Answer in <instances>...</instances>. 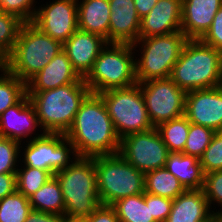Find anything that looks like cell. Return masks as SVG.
Returning <instances> with one entry per match:
<instances>
[{"label": "cell", "mask_w": 222, "mask_h": 222, "mask_svg": "<svg viewBox=\"0 0 222 222\" xmlns=\"http://www.w3.org/2000/svg\"><path fill=\"white\" fill-rule=\"evenodd\" d=\"M119 222H157L150 211V203H145V192L128 196L113 205Z\"/></svg>", "instance_id": "cell-26"}, {"label": "cell", "mask_w": 222, "mask_h": 222, "mask_svg": "<svg viewBox=\"0 0 222 222\" xmlns=\"http://www.w3.org/2000/svg\"><path fill=\"white\" fill-rule=\"evenodd\" d=\"M35 135L25 148L20 144V150L24 149L21 154L24 157L21 162L24 164L21 163V166L43 169L54 176L78 158L74 145L65 134L41 132Z\"/></svg>", "instance_id": "cell-10"}, {"label": "cell", "mask_w": 222, "mask_h": 222, "mask_svg": "<svg viewBox=\"0 0 222 222\" xmlns=\"http://www.w3.org/2000/svg\"><path fill=\"white\" fill-rule=\"evenodd\" d=\"M78 0H53L37 8L32 23L64 44L78 30Z\"/></svg>", "instance_id": "cell-13"}, {"label": "cell", "mask_w": 222, "mask_h": 222, "mask_svg": "<svg viewBox=\"0 0 222 222\" xmlns=\"http://www.w3.org/2000/svg\"><path fill=\"white\" fill-rule=\"evenodd\" d=\"M188 40L182 31L139 38L132 44L135 51L137 46H142L140 58L135 57L137 83L170 78L172 68Z\"/></svg>", "instance_id": "cell-7"}, {"label": "cell", "mask_w": 222, "mask_h": 222, "mask_svg": "<svg viewBox=\"0 0 222 222\" xmlns=\"http://www.w3.org/2000/svg\"><path fill=\"white\" fill-rule=\"evenodd\" d=\"M134 55L137 53L132 44L107 43L83 78L91 93L99 94L109 89L135 85Z\"/></svg>", "instance_id": "cell-6"}, {"label": "cell", "mask_w": 222, "mask_h": 222, "mask_svg": "<svg viewBox=\"0 0 222 222\" xmlns=\"http://www.w3.org/2000/svg\"><path fill=\"white\" fill-rule=\"evenodd\" d=\"M199 40L222 52V6L215 14L210 28Z\"/></svg>", "instance_id": "cell-38"}, {"label": "cell", "mask_w": 222, "mask_h": 222, "mask_svg": "<svg viewBox=\"0 0 222 222\" xmlns=\"http://www.w3.org/2000/svg\"><path fill=\"white\" fill-rule=\"evenodd\" d=\"M70 83H85L73 68L64 51L56 55L42 70L27 83V91H46Z\"/></svg>", "instance_id": "cell-19"}, {"label": "cell", "mask_w": 222, "mask_h": 222, "mask_svg": "<svg viewBox=\"0 0 222 222\" xmlns=\"http://www.w3.org/2000/svg\"><path fill=\"white\" fill-rule=\"evenodd\" d=\"M87 222H119L116 210L112 205L100 204L93 214L86 218Z\"/></svg>", "instance_id": "cell-39"}, {"label": "cell", "mask_w": 222, "mask_h": 222, "mask_svg": "<svg viewBox=\"0 0 222 222\" xmlns=\"http://www.w3.org/2000/svg\"><path fill=\"white\" fill-rule=\"evenodd\" d=\"M52 177L53 175L49 171L43 169L28 166L18 167L16 171L17 191L29 198Z\"/></svg>", "instance_id": "cell-29"}, {"label": "cell", "mask_w": 222, "mask_h": 222, "mask_svg": "<svg viewBox=\"0 0 222 222\" xmlns=\"http://www.w3.org/2000/svg\"><path fill=\"white\" fill-rule=\"evenodd\" d=\"M170 79L185 93L222 85V52L189 39L172 68Z\"/></svg>", "instance_id": "cell-2"}, {"label": "cell", "mask_w": 222, "mask_h": 222, "mask_svg": "<svg viewBox=\"0 0 222 222\" xmlns=\"http://www.w3.org/2000/svg\"><path fill=\"white\" fill-rule=\"evenodd\" d=\"M54 176L61 186L65 217L87 218L101 204L94 157H78L67 168L57 171Z\"/></svg>", "instance_id": "cell-4"}, {"label": "cell", "mask_w": 222, "mask_h": 222, "mask_svg": "<svg viewBox=\"0 0 222 222\" xmlns=\"http://www.w3.org/2000/svg\"><path fill=\"white\" fill-rule=\"evenodd\" d=\"M157 2L158 0H134L135 9L137 10L140 19L145 17Z\"/></svg>", "instance_id": "cell-42"}, {"label": "cell", "mask_w": 222, "mask_h": 222, "mask_svg": "<svg viewBox=\"0 0 222 222\" xmlns=\"http://www.w3.org/2000/svg\"><path fill=\"white\" fill-rule=\"evenodd\" d=\"M153 127L185 115V95L170 78L139 83Z\"/></svg>", "instance_id": "cell-12"}, {"label": "cell", "mask_w": 222, "mask_h": 222, "mask_svg": "<svg viewBox=\"0 0 222 222\" xmlns=\"http://www.w3.org/2000/svg\"><path fill=\"white\" fill-rule=\"evenodd\" d=\"M189 126L190 122L188 118L183 115L176 119L163 122L156 127L169 153H183Z\"/></svg>", "instance_id": "cell-27"}, {"label": "cell", "mask_w": 222, "mask_h": 222, "mask_svg": "<svg viewBox=\"0 0 222 222\" xmlns=\"http://www.w3.org/2000/svg\"><path fill=\"white\" fill-rule=\"evenodd\" d=\"M0 75L8 72V55L0 48Z\"/></svg>", "instance_id": "cell-43"}, {"label": "cell", "mask_w": 222, "mask_h": 222, "mask_svg": "<svg viewBox=\"0 0 222 222\" xmlns=\"http://www.w3.org/2000/svg\"><path fill=\"white\" fill-rule=\"evenodd\" d=\"M202 189L185 190L173 199L165 222H205L214 215Z\"/></svg>", "instance_id": "cell-21"}, {"label": "cell", "mask_w": 222, "mask_h": 222, "mask_svg": "<svg viewBox=\"0 0 222 222\" xmlns=\"http://www.w3.org/2000/svg\"><path fill=\"white\" fill-rule=\"evenodd\" d=\"M182 0H158L141 19L139 38L161 36L181 31Z\"/></svg>", "instance_id": "cell-16"}, {"label": "cell", "mask_w": 222, "mask_h": 222, "mask_svg": "<svg viewBox=\"0 0 222 222\" xmlns=\"http://www.w3.org/2000/svg\"><path fill=\"white\" fill-rule=\"evenodd\" d=\"M31 210L29 198L15 191L0 200V222H25Z\"/></svg>", "instance_id": "cell-28"}, {"label": "cell", "mask_w": 222, "mask_h": 222, "mask_svg": "<svg viewBox=\"0 0 222 222\" xmlns=\"http://www.w3.org/2000/svg\"><path fill=\"white\" fill-rule=\"evenodd\" d=\"M25 222H65V216L32 209Z\"/></svg>", "instance_id": "cell-40"}, {"label": "cell", "mask_w": 222, "mask_h": 222, "mask_svg": "<svg viewBox=\"0 0 222 222\" xmlns=\"http://www.w3.org/2000/svg\"><path fill=\"white\" fill-rule=\"evenodd\" d=\"M65 222H87L86 218L65 217Z\"/></svg>", "instance_id": "cell-44"}, {"label": "cell", "mask_w": 222, "mask_h": 222, "mask_svg": "<svg viewBox=\"0 0 222 222\" xmlns=\"http://www.w3.org/2000/svg\"><path fill=\"white\" fill-rule=\"evenodd\" d=\"M216 132L208 127L190 123L183 154L200 159Z\"/></svg>", "instance_id": "cell-31"}, {"label": "cell", "mask_w": 222, "mask_h": 222, "mask_svg": "<svg viewBox=\"0 0 222 222\" xmlns=\"http://www.w3.org/2000/svg\"><path fill=\"white\" fill-rule=\"evenodd\" d=\"M27 94L26 83L9 72L0 75V115Z\"/></svg>", "instance_id": "cell-30"}, {"label": "cell", "mask_w": 222, "mask_h": 222, "mask_svg": "<svg viewBox=\"0 0 222 222\" xmlns=\"http://www.w3.org/2000/svg\"><path fill=\"white\" fill-rule=\"evenodd\" d=\"M61 51V42L32 22L23 23L15 47L8 55V72L27 83Z\"/></svg>", "instance_id": "cell-5"}, {"label": "cell", "mask_w": 222, "mask_h": 222, "mask_svg": "<svg viewBox=\"0 0 222 222\" xmlns=\"http://www.w3.org/2000/svg\"><path fill=\"white\" fill-rule=\"evenodd\" d=\"M203 192L209 202L210 208L214 203L222 209V170L210 172L204 175ZM212 204V205H211ZM215 211L214 214L222 213V210Z\"/></svg>", "instance_id": "cell-36"}, {"label": "cell", "mask_w": 222, "mask_h": 222, "mask_svg": "<svg viewBox=\"0 0 222 222\" xmlns=\"http://www.w3.org/2000/svg\"><path fill=\"white\" fill-rule=\"evenodd\" d=\"M221 6L222 0H182L181 31L188 39H200Z\"/></svg>", "instance_id": "cell-20"}, {"label": "cell", "mask_w": 222, "mask_h": 222, "mask_svg": "<svg viewBox=\"0 0 222 222\" xmlns=\"http://www.w3.org/2000/svg\"><path fill=\"white\" fill-rule=\"evenodd\" d=\"M185 116L190 123L222 131V85L187 92Z\"/></svg>", "instance_id": "cell-14"}, {"label": "cell", "mask_w": 222, "mask_h": 222, "mask_svg": "<svg viewBox=\"0 0 222 222\" xmlns=\"http://www.w3.org/2000/svg\"><path fill=\"white\" fill-rule=\"evenodd\" d=\"M120 139L153 128L139 83L99 93Z\"/></svg>", "instance_id": "cell-9"}, {"label": "cell", "mask_w": 222, "mask_h": 222, "mask_svg": "<svg viewBox=\"0 0 222 222\" xmlns=\"http://www.w3.org/2000/svg\"><path fill=\"white\" fill-rule=\"evenodd\" d=\"M218 215H219L220 220H221V222H222V213H220V214H218Z\"/></svg>", "instance_id": "cell-46"}, {"label": "cell", "mask_w": 222, "mask_h": 222, "mask_svg": "<svg viewBox=\"0 0 222 222\" xmlns=\"http://www.w3.org/2000/svg\"><path fill=\"white\" fill-rule=\"evenodd\" d=\"M205 222H221L220 217L218 214H214L212 217H210Z\"/></svg>", "instance_id": "cell-45"}, {"label": "cell", "mask_w": 222, "mask_h": 222, "mask_svg": "<svg viewBox=\"0 0 222 222\" xmlns=\"http://www.w3.org/2000/svg\"><path fill=\"white\" fill-rule=\"evenodd\" d=\"M94 166L101 204L113 205L120 199L145 192V174L121 155L95 156Z\"/></svg>", "instance_id": "cell-8"}, {"label": "cell", "mask_w": 222, "mask_h": 222, "mask_svg": "<svg viewBox=\"0 0 222 222\" xmlns=\"http://www.w3.org/2000/svg\"><path fill=\"white\" fill-rule=\"evenodd\" d=\"M186 189L165 167L145 174V192L170 199L177 198Z\"/></svg>", "instance_id": "cell-25"}, {"label": "cell", "mask_w": 222, "mask_h": 222, "mask_svg": "<svg viewBox=\"0 0 222 222\" xmlns=\"http://www.w3.org/2000/svg\"><path fill=\"white\" fill-rule=\"evenodd\" d=\"M17 191L16 174H0V200Z\"/></svg>", "instance_id": "cell-41"}, {"label": "cell", "mask_w": 222, "mask_h": 222, "mask_svg": "<svg viewBox=\"0 0 222 222\" xmlns=\"http://www.w3.org/2000/svg\"><path fill=\"white\" fill-rule=\"evenodd\" d=\"M35 2L37 4L35 0H0V11L15 15L24 23L32 22L38 8Z\"/></svg>", "instance_id": "cell-35"}, {"label": "cell", "mask_w": 222, "mask_h": 222, "mask_svg": "<svg viewBox=\"0 0 222 222\" xmlns=\"http://www.w3.org/2000/svg\"><path fill=\"white\" fill-rule=\"evenodd\" d=\"M145 203H150L151 216L157 222H165L171 212L173 200L145 192Z\"/></svg>", "instance_id": "cell-37"}, {"label": "cell", "mask_w": 222, "mask_h": 222, "mask_svg": "<svg viewBox=\"0 0 222 222\" xmlns=\"http://www.w3.org/2000/svg\"><path fill=\"white\" fill-rule=\"evenodd\" d=\"M78 29L102 36L109 43L110 6L108 0L77 2Z\"/></svg>", "instance_id": "cell-22"}, {"label": "cell", "mask_w": 222, "mask_h": 222, "mask_svg": "<svg viewBox=\"0 0 222 222\" xmlns=\"http://www.w3.org/2000/svg\"><path fill=\"white\" fill-rule=\"evenodd\" d=\"M33 210L64 215L65 202L59 181L53 176L36 193L29 197Z\"/></svg>", "instance_id": "cell-24"}, {"label": "cell", "mask_w": 222, "mask_h": 222, "mask_svg": "<svg viewBox=\"0 0 222 222\" xmlns=\"http://www.w3.org/2000/svg\"><path fill=\"white\" fill-rule=\"evenodd\" d=\"M91 93L86 83H70L46 91H27L44 133L66 134L82 102Z\"/></svg>", "instance_id": "cell-3"}, {"label": "cell", "mask_w": 222, "mask_h": 222, "mask_svg": "<svg viewBox=\"0 0 222 222\" xmlns=\"http://www.w3.org/2000/svg\"><path fill=\"white\" fill-rule=\"evenodd\" d=\"M65 136L74 145L78 157L119 153L121 139L99 94L90 93L85 98Z\"/></svg>", "instance_id": "cell-1"}, {"label": "cell", "mask_w": 222, "mask_h": 222, "mask_svg": "<svg viewBox=\"0 0 222 222\" xmlns=\"http://www.w3.org/2000/svg\"><path fill=\"white\" fill-rule=\"evenodd\" d=\"M106 44L107 41L102 36L78 29L63 44V51L76 72L84 78Z\"/></svg>", "instance_id": "cell-17"}, {"label": "cell", "mask_w": 222, "mask_h": 222, "mask_svg": "<svg viewBox=\"0 0 222 222\" xmlns=\"http://www.w3.org/2000/svg\"><path fill=\"white\" fill-rule=\"evenodd\" d=\"M200 163L204 174L222 170V131L214 134L211 143L200 158Z\"/></svg>", "instance_id": "cell-34"}, {"label": "cell", "mask_w": 222, "mask_h": 222, "mask_svg": "<svg viewBox=\"0 0 222 222\" xmlns=\"http://www.w3.org/2000/svg\"><path fill=\"white\" fill-rule=\"evenodd\" d=\"M18 17L0 11V48L9 55L18 38L19 31L23 25Z\"/></svg>", "instance_id": "cell-32"}, {"label": "cell", "mask_w": 222, "mask_h": 222, "mask_svg": "<svg viewBox=\"0 0 222 222\" xmlns=\"http://www.w3.org/2000/svg\"><path fill=\"white\" fill-rule=\"evenodd\" d=\"M165 168L186 190L203 189L205 174L200 159L183 153H169Z\"/></svg>", "instance_id": "cell-23"}, {"label": "cell", "mask_w": 222, "mask_h": 222, "mask_svg": "<svg viewBox=\"0 0 222 222\" xmlns=\"http://www.w3.org/2000/svg\"><path fill=\"white\" fill-rule=\"evenodd\" d=\"M109 43L134 44L139 39L140 17L134 0H108Z\"/></svg>", "instance_id": "cell-18"}, {"label": "cell", "mask_w": 222, "mask_h": 222, "mask_svg": "<svg viewBox=\"0 0 222 222\" xmlns=\"http://www.w3.org/2000/svg\"><path fill=\"white\" fill-rule=\"evenodd\" d=\"M119 155L143 174L166 165L169 154L156 127L132 133L120 140Z\"/></svg>", "instance_id": "cell-11"}, {"label": "cell", "mask_w": 222, "mask_h": 222, "mask_svg": "<svg viewBox=\"0 0 222 222\" xmlns=\"http://www.w3.org/2000/svg\"><path fill=\"white\" fill-rule=\"evenodd\" d=\"M20 152L19 142L0 137V174H16L18 164L21 163Z\"/></svg>", "instance_id": "cell-33"}, {"label": "cell", "mask_w": 222, "mask_h": 222, "mask_svg": "<svg viewBox=\"0 0 222 222\" xmlns=\"http://www.w3.org/2000/svg\"><path fill=\"white\" fill-rule=\"evenodd\" d=\"M39 127L41 129L34 106L27 94L0 115V137L15 140L20 144L24 139L27 140L26 143L32 140V134L36 133L37 128L39 131Z\"/></svg>", "instance_id": "cell-15"}]
</instances>
